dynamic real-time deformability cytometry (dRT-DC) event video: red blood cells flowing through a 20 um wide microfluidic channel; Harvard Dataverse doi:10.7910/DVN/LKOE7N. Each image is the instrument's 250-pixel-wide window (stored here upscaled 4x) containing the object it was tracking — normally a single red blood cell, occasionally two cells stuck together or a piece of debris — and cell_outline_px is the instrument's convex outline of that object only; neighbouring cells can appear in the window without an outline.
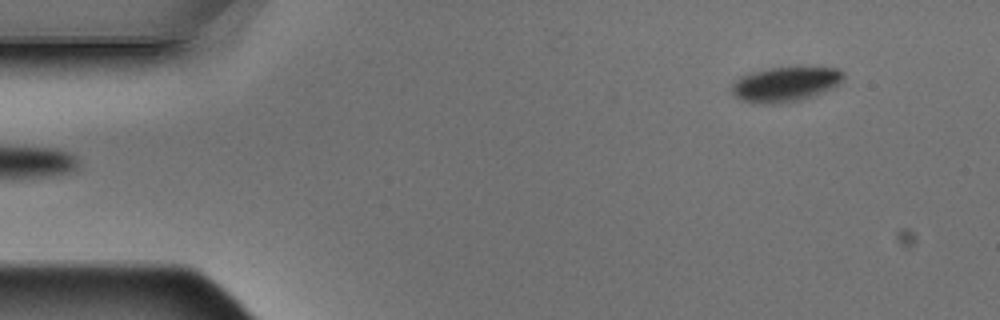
{"species": "Egyptian fruit bat (a non-hibernating species)", "species_latin": "Rousettus aegyptiacus", "temperature_condition": "warm", "stored_images_in_passage": 6, "segment_of_instrument_passage": [2, 2], "camera_frame_rate_fps": 3000, "um_per_image_px": 0.085, "animal": {"sex": "male"}, "frame": {"image": 1, "passage_image": 6, "time_ms": 1.667, "image_size_px": [1000, 320], "cell_outline_px": [[844, 80], [840, 84], [832, 88], [812, 96], [800, 100], [772, 104], [760, 104], [740, 100], [732, 96], [732, 84], [740, 76], [752, 72], [768, 68], [840, 68], [844, 72]], "centroid_in_image_um": [66.74, 7.17], "position_along_channel_um": 18.3, "area_um2": 22.66}}